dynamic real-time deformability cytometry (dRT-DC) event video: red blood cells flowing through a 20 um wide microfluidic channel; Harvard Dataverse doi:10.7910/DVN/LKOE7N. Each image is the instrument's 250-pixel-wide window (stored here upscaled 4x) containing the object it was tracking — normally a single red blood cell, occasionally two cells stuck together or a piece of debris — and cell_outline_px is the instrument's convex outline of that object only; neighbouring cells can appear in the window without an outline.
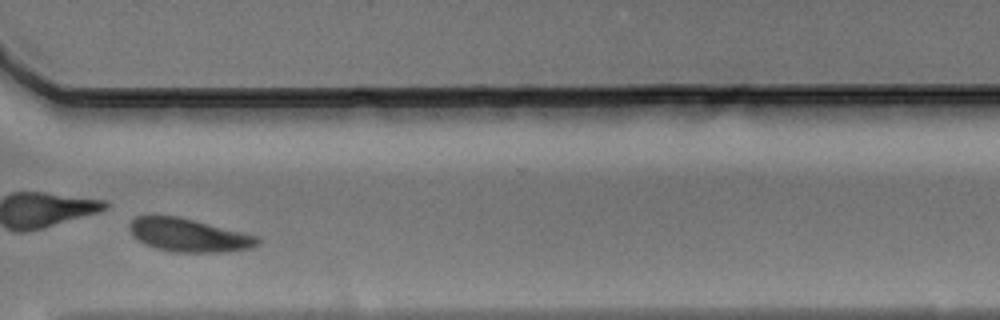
{"species": "Egyptian fruit bat (a non-hibernating species)", "species_latin": "Rousettus aegyptiacus", "temperature_condition": "warm", "stored_images_in_passage": 33, "camera_frame_rate_fps": 3000, "um_per_image_px": 0.085, "animal": {"sex": "male"}, "frame": {"image": 1, "passage_image": 28, "time_ms": 9.0, "image_size_px": [1000, 320], "cell_outline_px": [[260, 244], [252, 248], [224, 252], [176, 252], [156, 248], [144, 244], [132, 236], [128, 228], [132, 220], [136, 216], [180, 216], [256, 236], [260, 240]], "centroid_in_image_um": [16.02, 19.99], "position_along_channel_um": 354.6, "area_um2": 24.74}}
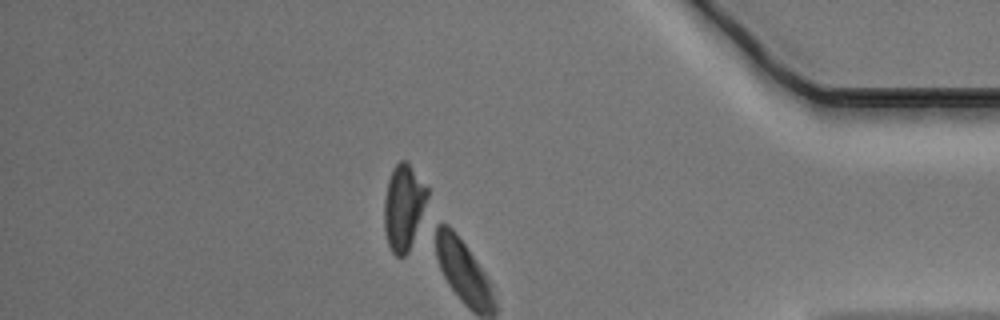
{"frame": {"image": 2, "passage_image": 33, "time_ms": 10.667, "image_size_px": [1000, 320], "cell_outline_px": [[428, 196], [420, 224], [408, 252], [404, 256], [396, 256], [392, 252], [388, 244], [384, 228], [384, 200], [388, 180], [396, 164], [400, 160], [404, 160], [408, 164], [428, 188]], "centroid_in_image_um": [34.3, 17.65], "position_along_channel_um": 400.9, "area_um2": 21.39}}